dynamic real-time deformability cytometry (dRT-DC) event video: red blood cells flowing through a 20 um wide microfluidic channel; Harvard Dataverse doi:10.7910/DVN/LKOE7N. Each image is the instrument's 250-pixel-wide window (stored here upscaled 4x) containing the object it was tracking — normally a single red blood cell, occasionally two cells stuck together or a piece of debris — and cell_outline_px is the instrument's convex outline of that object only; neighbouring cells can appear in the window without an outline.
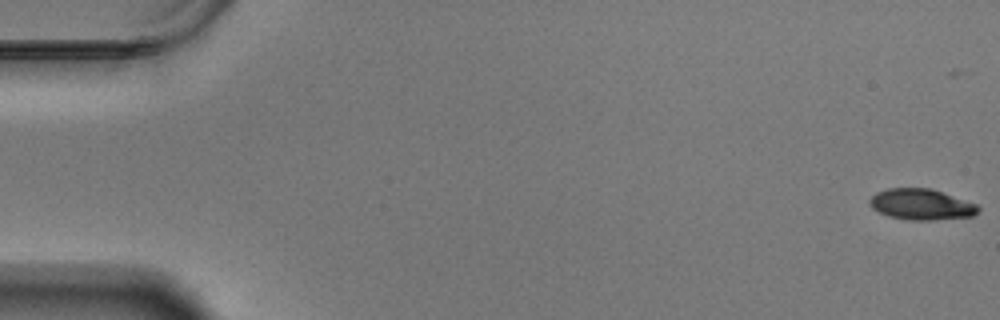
{"species": "Egyptian fruit bat (a non-hibernating species)", "species_latin": "Rousettus aegyptiacus", "temperature_condition": "warm", "stored_images_in_passage": 46, "camera_frame_rate_fps": 3000, "um_per_image_px": 0.085, "animal": {"sex": "male"}, "frame": {"image": 1, "passage_image": 1, "time_ms": 0.0, "image_size_px": [1000, 320], "cell_outline_px": [[980, 208], [972, 216], [932, 220], [908, 220], [888, 216], [872, 208], [868, 204], [868, 200], [876, 192], [888, 188], [932, 188], [976, 204]], "centroid_in_image_um": [78.27, 17.37], "position_along_channel_um": 6.7, "area_um2": 19.54}}
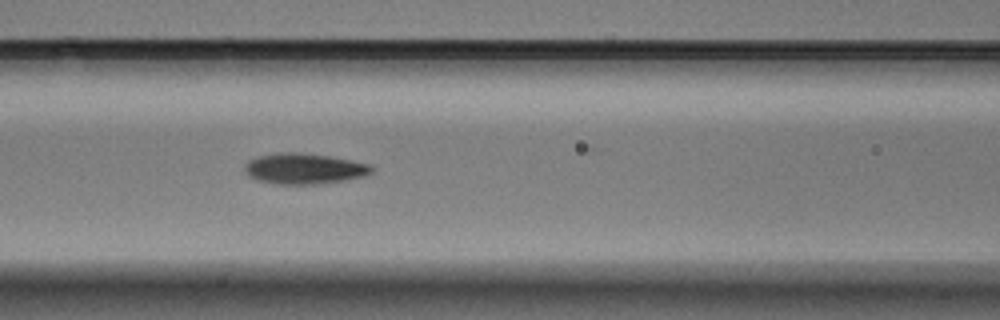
{"frame": {"image": 2, "passage_image": 26, "time_ms": 8.333, "image_size_px": [1000, 320], "cell_outline_px": [[376, 168], [372, 172], [364, 176], [344, 180], [316, 184], [276, 184], [256, 180], [248, 176], [244, 172], [244, 164], [248, 160], [260, 156], [276, 152], [300, 152], [328, 156], [352, 160], [368, 164]], "centroid_in_image_um": [25.82, 14.33], "position_along_channel_um": 140.8, "area_um2": 22.89}}
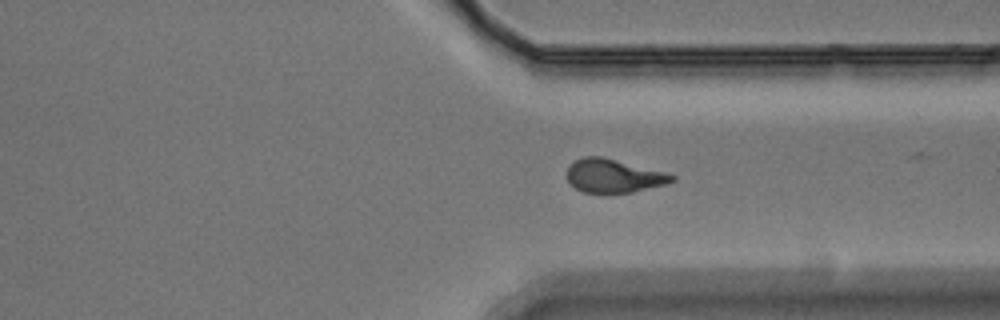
{"frame": {"image": 3, "passage_image": 45, "time_ms": 14.667, "image_size_px": [1000, 320], "cell_outline_px": [[676, 180], [664, 184], [632, 192], [608, 196], [584, 192], [576, 188], [568, 180], [564, 172], [568, 164], [584, 156], [600, 156], [664, 172], [676, 176]], "centroid_in_image_um": [52.08, 14.98], "position_along_channel_um": 359.3, "area_um2": 20.92}}